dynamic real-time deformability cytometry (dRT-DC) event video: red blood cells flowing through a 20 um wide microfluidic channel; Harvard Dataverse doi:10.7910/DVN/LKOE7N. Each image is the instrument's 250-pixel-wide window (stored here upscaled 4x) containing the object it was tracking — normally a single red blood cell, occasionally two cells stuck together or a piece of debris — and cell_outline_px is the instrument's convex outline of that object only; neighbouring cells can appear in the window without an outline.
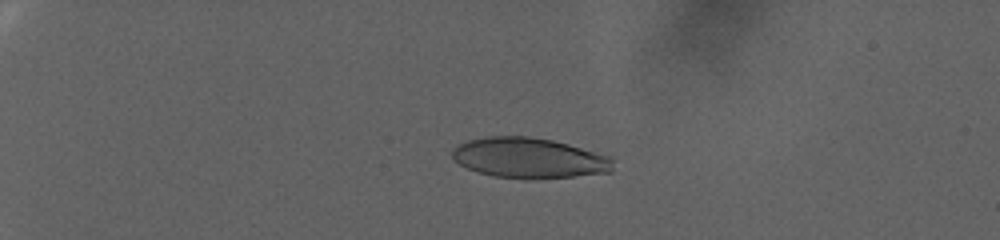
{"species": "human", "species_latin": "Homo sapiens", "temperature_condition": "warm", "stored_images_in_passage": 73, "camera_frame_rate_fps": 3000, "um_per_image_px": 0.085, "donor": {"sex": "female"}, "frame": {"image": 1, "passage_image": 10, "time_ms": 3.0, "image_size_px": [1000, 240], "cell_outline_px": [[612, 172], [572, 176], [524, 180], [492, 176], [476, 172], [460, 164], [452, 156], [452, 148], [468, 140], [488, 136], [528, 136], [552, 140], [568, 144], [608, 156], [612, 160]], "centroid_in_image_um": [44.94, 13.44], "position_along_channel_um": 40.1, "area_um2": 37.8}}
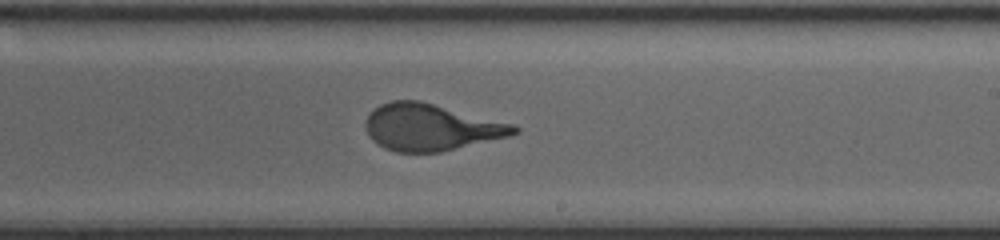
{"frame": {"image": 2, "passage_image": 45, "time_ms": 14.667, "image_size_px": [1000, 240], "cell_outline_px": [[520, 132], [508, 136], [440, 152], [396, 152], [384, 148], [372, 140], [368, 136], [364, 124], [368, 116], [380, 104], [392, 100], [420, 100], [512, 124], [520, 128]], "centroid_in_image_um": [36.59, 10.82], "position_along_channel_um": 252.4, "area_um2": 40.11}}
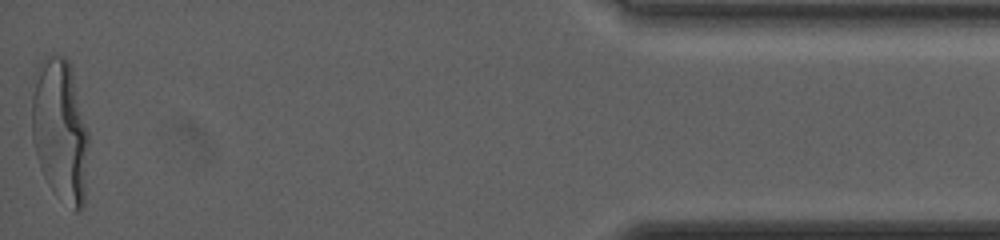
{"frame": {"image": 3, "passage_image": 73, "time_ms": 24.0, "image_size_px": [1000, 240], "cell_outline_px": [[88, 144], [84, 204], [76, 212], [48, 184], [40, 168], [32, 140], [32, 72], [36, 64], [52, 56], [64, 56], [68, 60], [72, 68], [88, 132]], "centroid_in_image_um": [5.09, 11.01], "position_along_channel_um": 430.1, "area_um2": 47.34}}